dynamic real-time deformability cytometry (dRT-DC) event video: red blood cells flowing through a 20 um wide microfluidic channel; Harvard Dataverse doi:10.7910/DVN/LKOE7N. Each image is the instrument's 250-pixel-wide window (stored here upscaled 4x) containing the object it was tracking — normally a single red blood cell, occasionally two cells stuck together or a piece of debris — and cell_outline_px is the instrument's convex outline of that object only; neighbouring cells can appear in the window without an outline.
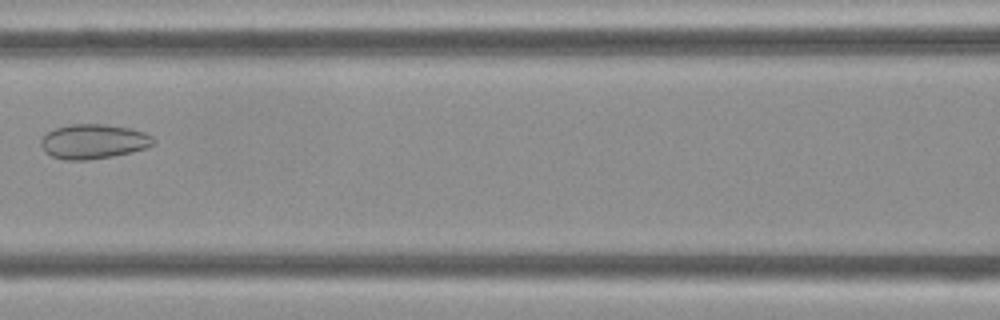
{"species": "Egyptian fruit bat (a non-hibernating species)", "species_latin": "Rousettus aegyptiacus", "temperature_condition": "cold", "stored_images_in_passage": 4, "camera_frame_rate_fps": 3000, "um_per_image_px": 0.085, "frame": {"image": 1, "passage_image": 3, "time_ms": 0.667, "image_size_px": [1000, 320], "cell_outline_px": [[156, 140], [148, 148], [132, 152], [112, 156], [88, 160], [64, 160], [52, 156], [44, 152], [40, 144], [40, 140], [48, 132], [56, 128], [72, 124], [104, 124], [132, 128], [144, 132], [152, 136]], "centroid_in_image_um": [7.96, 12.03], "position_along_channel_um": 158.6, "area_um2": 22.83}}
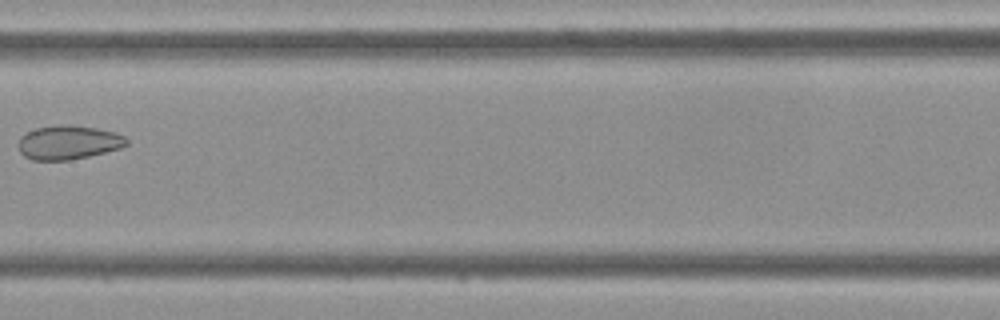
{"frame": {"image": 2, "passage_image": 4, "time_ms": 1.0, "image_size_px": [1000, 320], "cell_outline_px": [[128, 144], [120, 148], [88, 156], [68, 160], [32, 160], [24, 156], [20, 152], [20, 136], [36, 128], [60, 124], [64, 124], [96, 128], [116, 132], [124, 136], [128, 140]], "centroid_in_image_um": [5.83, 12.1], "position_along_channel_um": 201.6, "area_um2": 21.27}}